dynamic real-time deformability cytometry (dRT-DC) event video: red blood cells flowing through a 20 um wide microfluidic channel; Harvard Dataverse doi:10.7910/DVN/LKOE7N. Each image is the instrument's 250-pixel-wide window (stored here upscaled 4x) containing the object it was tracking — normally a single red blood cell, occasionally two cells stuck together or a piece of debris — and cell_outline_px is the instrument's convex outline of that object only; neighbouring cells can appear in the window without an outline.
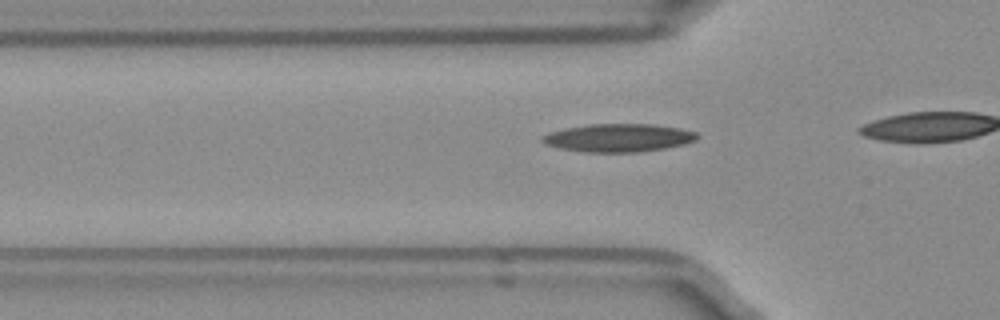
{"species": "Egyptian fruit bat (a non-hibernating species)", "species_latin": "Rousettus aegyptiacus", "temperature_condition": "room temperature", "stored_images_in_passage": 19, "camera_frame_rate_fps": 3000, "um_per_image_px": 0.085, "frame": {"image": 1, "passage_image": 13, "time_ms": 4.0, "image_size_px": [1000, 320], "cell_outline_px": [[700, 136], [696, 140], [684, 144], [664, 148], [640, 152], [584, 152], [560, 148], [544, 144], [540, 140], [540, 136], [548, 132], [564, 128], [588, 124], [652, 124], [680, 128], [696, 132]], "centroid_in_image_um": [52.53, 11.71], "position_along_channel_um": 73.3, "area_um2": 25.55}}